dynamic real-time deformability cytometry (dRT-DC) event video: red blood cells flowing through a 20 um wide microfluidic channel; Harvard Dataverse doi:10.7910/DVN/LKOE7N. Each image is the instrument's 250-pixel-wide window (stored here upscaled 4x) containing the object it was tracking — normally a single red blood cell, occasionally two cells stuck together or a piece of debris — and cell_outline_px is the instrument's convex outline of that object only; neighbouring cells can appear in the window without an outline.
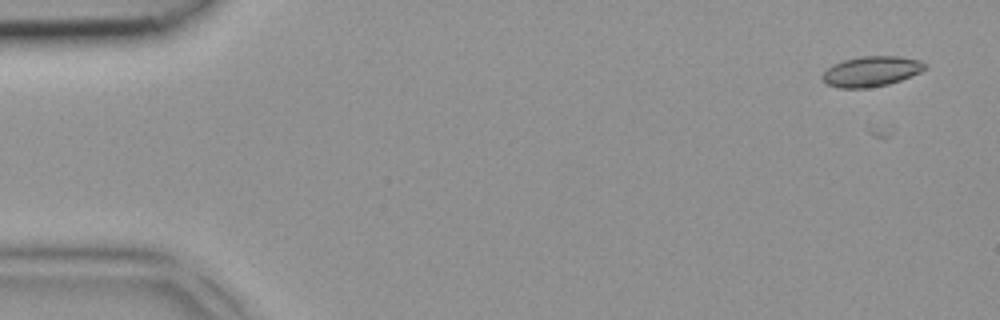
{"species": "common noctule bat (a hibernating species)", "species_latin": "Nyctalus noctula", "temperature_condition": "room temperature", "stored_images_in_passage": 5, "camera_frame_rate_fps": 3000, "um_per_image_px": 0.085, "animal": {"sex": "female", "body_mass_g": 18.4}, "frame": {"image": 1, "passage_image": 2, "time_ms": 0.333, "image_size_px": [1000, 320], "cell_outline_px": [[924, 68], [920, 72], [912, 76], [888, 84], [864, 88], [840, 88], [828, 84], [820, 76], [832, 64], [844, 60], [860, 56], [900, 56], [920, 60], [924, 64]], "centroid_in_image_um": [74.04, 6.06], "position_along_channel_um": 11.0, "area_um2": 17.92}}